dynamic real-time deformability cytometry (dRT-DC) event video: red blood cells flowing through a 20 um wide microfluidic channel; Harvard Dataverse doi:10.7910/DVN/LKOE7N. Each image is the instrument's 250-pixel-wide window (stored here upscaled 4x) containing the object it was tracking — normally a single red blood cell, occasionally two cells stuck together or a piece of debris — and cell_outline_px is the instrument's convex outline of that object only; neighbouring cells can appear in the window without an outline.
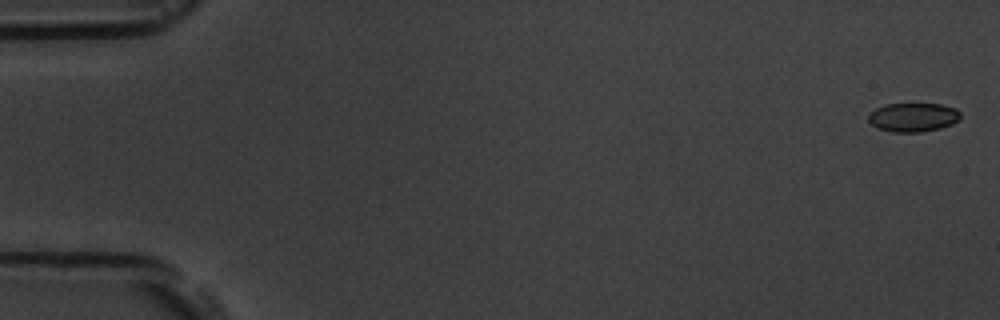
{"species": "common noctule bat (a hibernating species)", "species_latin": "Nyctalus noctula", "temperature_condition": "room temperature", "stored_images_in_passage": 10, "camera_frame_rate_fps": 3000, "um_per_image_px": 0.085, "animal": {"sex": "male", "body_mass_g": 19.5, "forearm_length_mm": 54.6}, "frame": {"image": 1, "passage_image": 1, "time_ms": 0.0, "image_size_px": [1000, 320], "cell_outline_px": [[960, 120], [952, 124], [940, 128], [920, 132], [892, 132], [876, 128], [868, 120], [868, 116], [876, 108], [884, 104], [940, 104], [956, 108], [960, 112]], "centroid_in_image_um": [77.62, 9.97], "position_along_channel_um": 7.4, "area_um2": 15.55}}
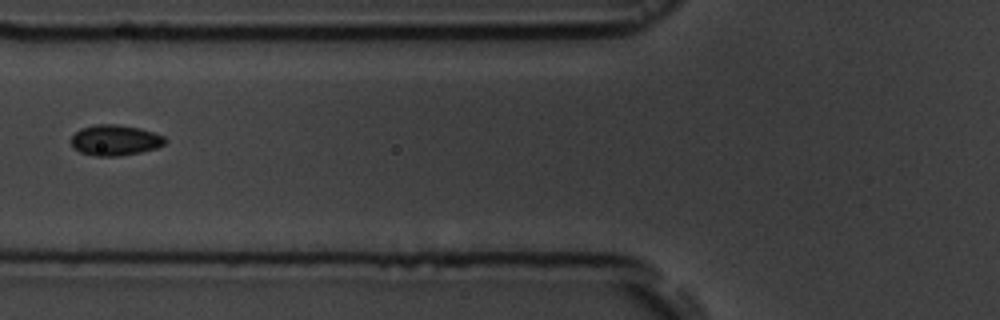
{"frame": {"image": 2, "passage_image": 7, "time_ms": 7.0, "image_size_px": [1000, 320], "cell_outline_px": [[168, 140], [164, 144], [156, 148], [140, 152], [120, 156], [96, 156], [80, 152], [72, 148], [72, 136], [80, 128], [96, 124], [116, 124], [140, 128], [164, 136]], "centroid_in_image_um": [9.78, 11.91], "position_along_channel_um": 116.0, "area_um2": 16.82}}
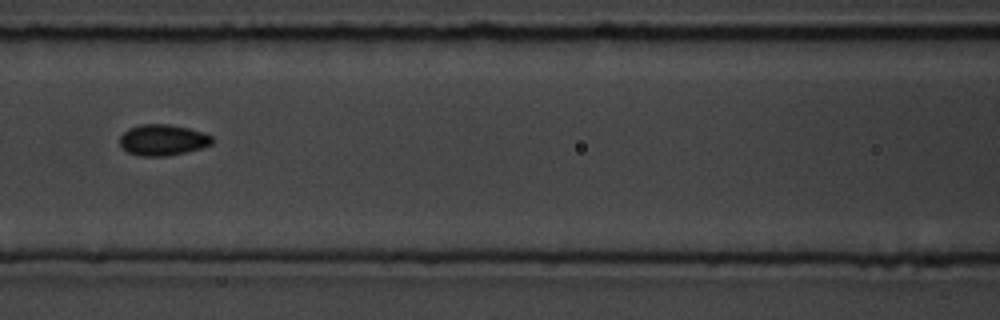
{"frame": {"image": 3, "passage_image": 8, "time_ms": 8.0, "image_size_px": [1000, 320], "cell_outline_px": [[212, 144], [200, 148], [168, 156], [140, 156], [128, 152], [120, 144], [120, 136], [128, 128], [140, 124], [168, 124], [188, 128], [204, 132], [212, 136]], "centroid_in_image_um": [13.83, 11.89], "position_along_channel_um": 152.8, "area_um2": 16.65}}